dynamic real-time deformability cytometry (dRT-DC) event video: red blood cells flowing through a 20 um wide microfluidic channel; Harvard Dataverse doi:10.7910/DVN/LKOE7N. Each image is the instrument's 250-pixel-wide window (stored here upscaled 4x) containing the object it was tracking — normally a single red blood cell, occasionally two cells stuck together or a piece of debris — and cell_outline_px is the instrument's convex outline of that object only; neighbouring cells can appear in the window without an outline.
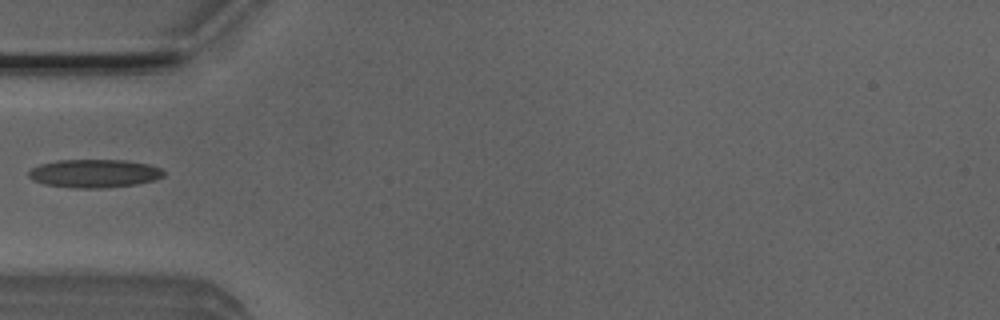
{"species": "Egyptian fruit bat (a non-hibernating species)", "species_latin": "Rousettus aegyptiacus", "temperature_condition": "room temperature", "stored_images_in_passage": 34, "camera_frame_rate_fps": 3000, "um_per_image_px": 0.085, "animal": {"sex": "male"}, "frame": {"image": 1, "passage_image": 1, "time_ms": 0.0, "image_size_px": [1000, 320], "cell_outline_px": [[164, 176], [156, 180], [136, 184], [100, 188], [72, 188], [44, 184], [32, 180], [28, 176], [28, 172], [32, 168], [40, 164], [56, 160], [128, 160], [148, 164], [160, 168], [164, 172]], "centroid_in_image_um": [8.01, 14.74], "position_along_channel_um": 77.0, "area_um2": 22.37}}
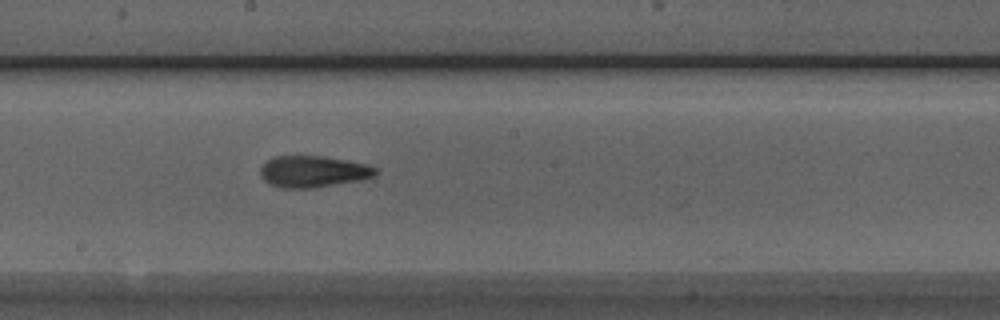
{"frame": {"image": 2, "passage_image": 12, "time_ms": 3.667, "image_size_px": [1000, 320], "cell_outline_px": [[380, 172], [364, 180], [316, 188], [284, 188], [272, 184], [264, 180], [260, 176], [260, 168], [272, 156], [324, 156], [368, 164], [376, 168]], "centroid_in_image_um": [26.66, 14.58], "position_along_channel_um": 221.5, "area_um2": 21.39}}
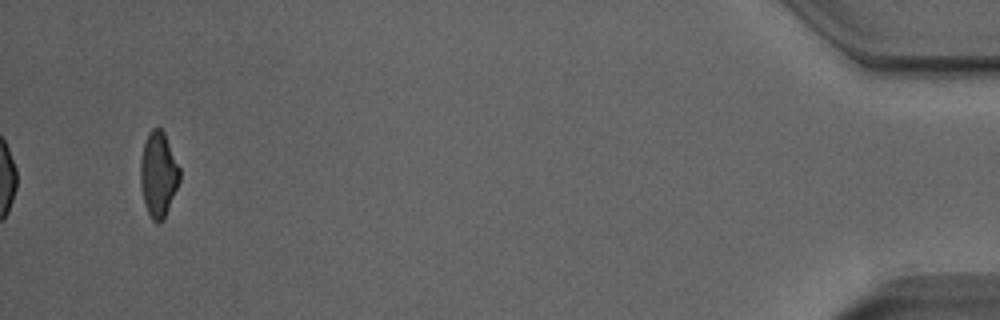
{"frame": {"image": 3, "passage_image": 34, "time_ms": 11.0, "image_size_px": [1000, 320], "cell_outline_px": [[180, 180], [164, 220], [160, 224], [156, 224], [152, 220], [144, 204], [140, 184], [140, 160], [144, 144], [148, 132], [152, 128], [160, 128], [164, 132], [180, 168]], "centroid_in_image_um": [13.46, 14.86], "position_along_channel_um": 421.7, "area_um2": 19.65}}